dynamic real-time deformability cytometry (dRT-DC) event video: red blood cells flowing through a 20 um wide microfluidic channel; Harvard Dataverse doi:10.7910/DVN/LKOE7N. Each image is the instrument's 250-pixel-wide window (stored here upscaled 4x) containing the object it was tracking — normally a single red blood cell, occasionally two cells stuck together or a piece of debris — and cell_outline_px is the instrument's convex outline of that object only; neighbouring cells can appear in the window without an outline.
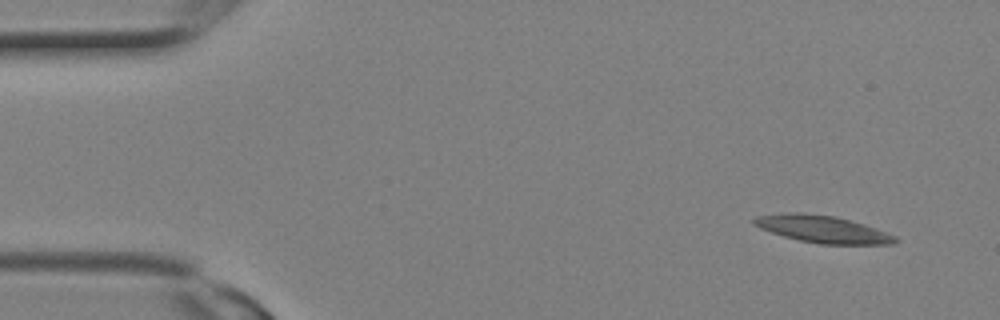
{"species": "Egyptian fruit bat (a non-hibernating species)", "species_latin": "Rousettus aegyptiacus", "temperature_condition": "room temperature", "stored_images_in_passage": 10, "camera_frame_rate_fps": 3000, "um_per_image_px": 0.085, "animal": {"sex": "female"}, "frame": {"image": 1, "passage_image": 1, "time_ms": 0.0, "image_size_px": [1000, 320], "cell_outline_px": [[900, 240], [896, 244], [820, 244], [800, 240], [784, 236], [760, 228], [752, 224], [752, 220], [756, 216], [788, 212], [804, 212], [836, 216], [864, 224], [876, 228], [896, 236]], "centroid_in_image_um": [69.94, 19.47], "position_along_channel_um": 15.1, "area_um2": 22.48}}
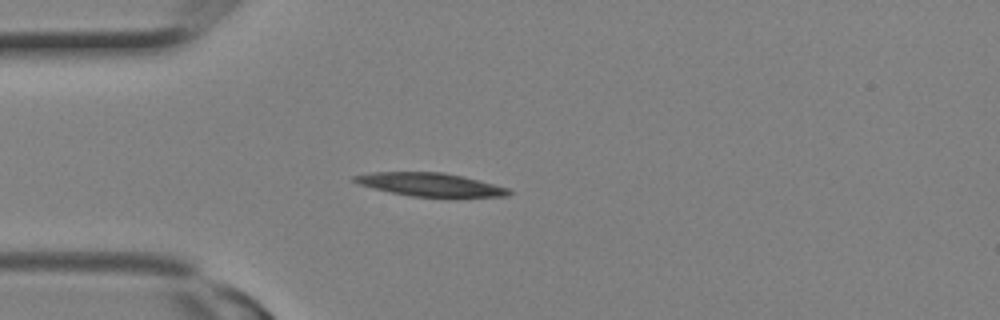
{"frame": {"image": 2, "passage_image": 6, "time_ms": 1.667, "image_size_px": [1000, 320], "cell_outline_px": [[512, 192], [508, 196], [412, 196], [392, 192], [360, 184], [352, 180], [352, 176], [372, 172], [444, 172], [464, 176], [508, 188]], "centroid_in_image_um": [36.57, 15.67], "position_along_channel_um": 48.4, "area_um2": 20.46}}
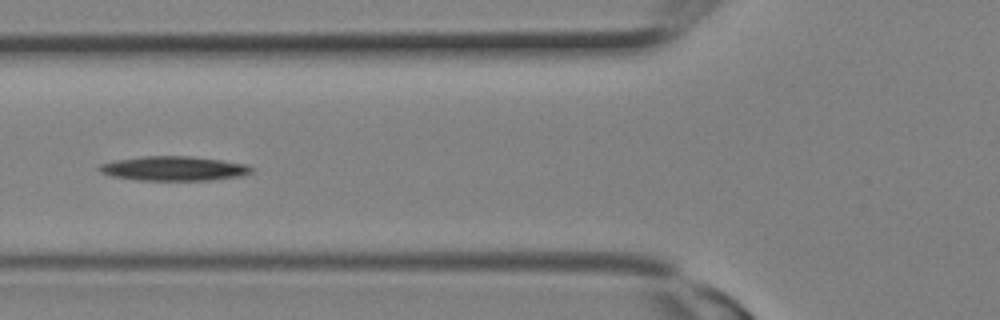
{"frame": {"image": 3, "passage_image": 9, "time_ms": 2.667, "image_size_px": [1000, 320], "cell_outline_px": [[252, 172], [240, 176], [212, 180], [136, 180], [112, 176], [100, 172], [96, 168], [100, 164], [112, 160], [140, 156], [192, 156], [248, 164], [252, 168]], "centroid_in_image_um": [14.72, 14.31], "position_along_channel_um": 111.1, "area_um2": 21.85}}